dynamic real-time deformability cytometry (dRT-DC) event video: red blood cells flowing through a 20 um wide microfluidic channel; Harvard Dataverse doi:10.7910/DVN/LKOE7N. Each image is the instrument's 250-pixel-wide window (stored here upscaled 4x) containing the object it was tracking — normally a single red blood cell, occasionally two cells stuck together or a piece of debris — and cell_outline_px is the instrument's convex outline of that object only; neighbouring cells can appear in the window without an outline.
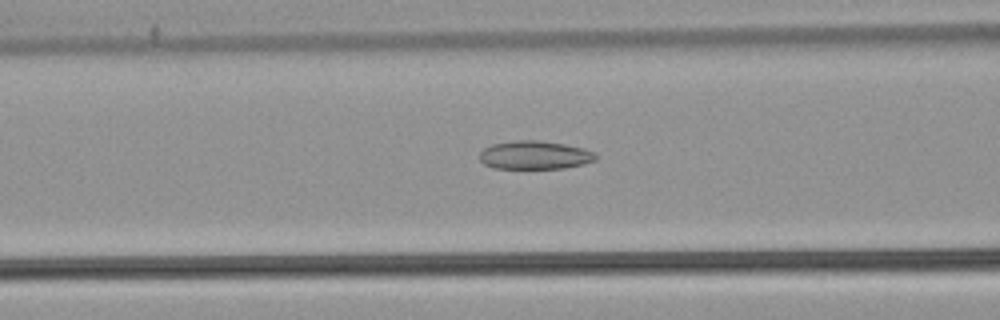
{"species": "common noctule bat (a hibernating species)", "species_latin": "Nyctalus noctula", "temperature_condition": "warm", "stored_images_in_passage": 38, "camera_frame_rate_fps": 3000, "um_per_image_px": 0.085, "animal": {"sex": "male", "body_mass_g": 21.5, "forearm_length_mm": 52.0}, "frame": {"image": 1, "passage_image": 8, "time_ms": 2.333, "image_size_px": [1000, 320], "cell_outline_px": [[596, 160], [584, 164], [564, 168], [496, 168], [484, 164], [480, 160], [480, 152], [484, 148], [492, 144], [516, 140], [540, 140], [564, 144], [584, 148], [596, 152]], "centroid_in_image_um": [45.48, 13.17], "position_along_channel_um": 121.1, "area_um2": 19.25}}
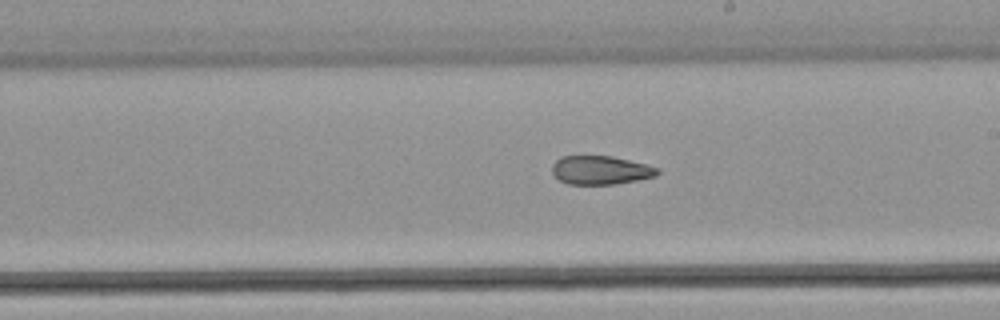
{"frame": {"image": 2, "passage_image": 17, "time_ms": 5.333, "image_size_px": [1000, 320], "cell_outline_px": [[660, 172], [656, 176], [616, 184], [568, 184], [560, 180], [552, 172], [552, 164], [560, 156], [612, 156], [660, 168]], "centroid_in_image_um": [51.04, 14.46], "position_along_channel_um": 238.0, "area_um2": 17.51}}
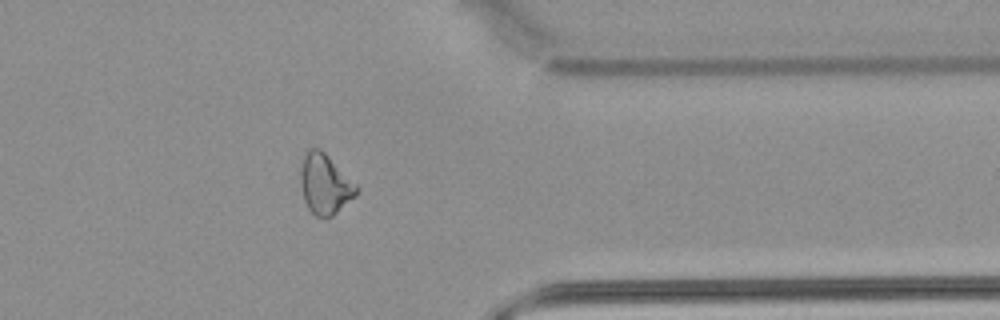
{"frame": {"image": 3, "passage_image": 29, "time_ms": 9.333, "image_size_px": [1000, 320], "cell_outline_px": [[356, 196], [332, 216], [324, 220], [316, 216], [308, 208], [304, 200], [300, 184], [300, 172], [304, 156], [312, 148], [320, 148], [356, 184]], "centroid_in_image_um": [27.6, 15.69], "position_along_channel_um": 383.8, "area_um2": 19.36}}